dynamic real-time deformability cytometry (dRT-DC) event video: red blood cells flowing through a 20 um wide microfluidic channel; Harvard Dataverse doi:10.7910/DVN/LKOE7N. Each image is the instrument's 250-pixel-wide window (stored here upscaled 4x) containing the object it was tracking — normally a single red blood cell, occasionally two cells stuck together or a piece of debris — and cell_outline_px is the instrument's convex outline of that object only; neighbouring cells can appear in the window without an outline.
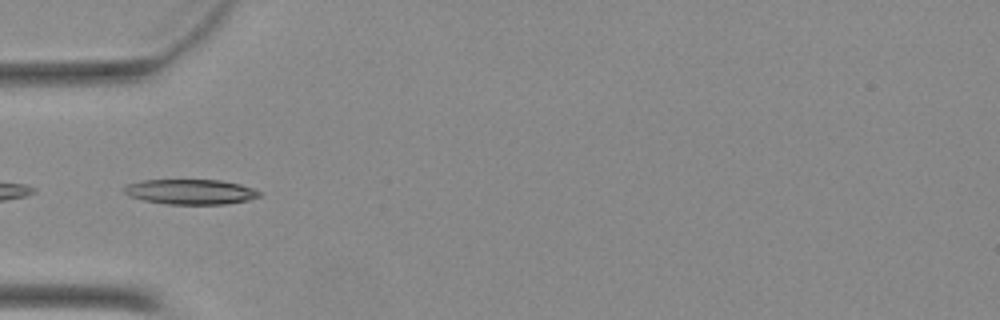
{"species": "Egyptian fruit bat (a non-hibernating species)", "species_latin": "Rousettus aegyptiacus", "temperature_condition": "warm", "stored_images_in_passage": 21, "camera_frame_rate_fps": 3000, "um_per_image_px": 0.085, "animal": {"sex": "female"}, "frame": {"image": 1, "passage_image": 1, "time_ms": 0.0, "image_size_px": [1000, 320], "cell_outline_px": [[260, 196], [248, 200], [224, 204], [164, 204], [144, 200], [132, 196], [124, 192], [124, 188], [128, 184], [144, 180], [220, 180], [240, 184], [252, 188], [260, 192]], "centroid_in_image_um": [16.21, 16.3], "position_along_channel_um": 68.8, "area_um2": 19.54}}
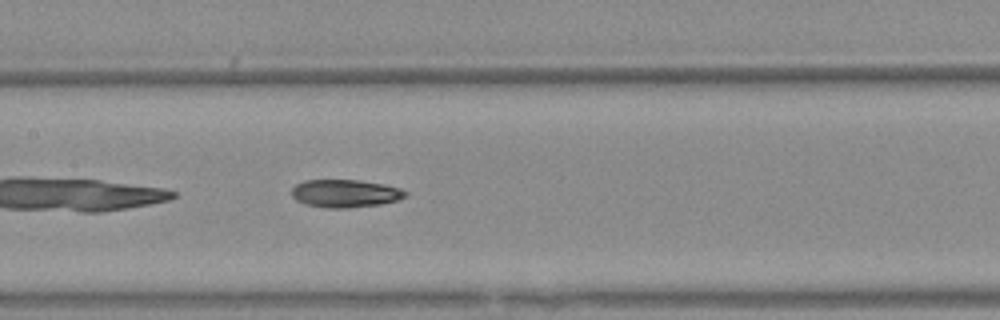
{"frame": {"image": 2, "passage_image": 9, "time_ms": 2.667, "image_size_px": [1000, 320], "cell_outline_px": [[408, 196], [396, 200], [380, 204], [344, 208], [328, 208], [308, 204], [296, 200], [292, 196], [292, 188], [296, 184], [304, 180], [360, 180], [384, 184], [400, 188], [408, 192]], "centroid_in_image_um": [29.36, 16.43], "position_along_channel_um": 178.0, "area_um2": 18.38}}
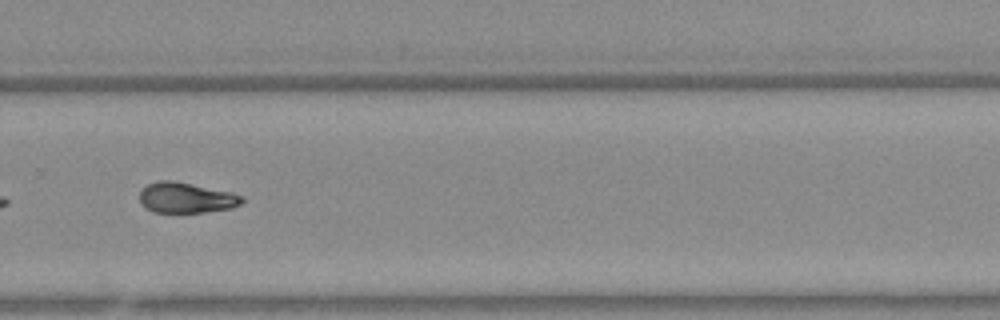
{"frame": {"image": 3, "passage_image": 19, "time_ms": 6.0, "image_size_px": [1000, 320], "cell_outline_px": [[244, 200], [240, 204], [232, 208], [204, 212], [152, 212], [140, 200], [140, 188], [156, 180], [172, 180], [192, 184], [228, 192], [244, 196]], "centroid_in_image_um": [15.8, 16.8], "position_along_channel_um": 314.0, "area_um2": 18.03}}